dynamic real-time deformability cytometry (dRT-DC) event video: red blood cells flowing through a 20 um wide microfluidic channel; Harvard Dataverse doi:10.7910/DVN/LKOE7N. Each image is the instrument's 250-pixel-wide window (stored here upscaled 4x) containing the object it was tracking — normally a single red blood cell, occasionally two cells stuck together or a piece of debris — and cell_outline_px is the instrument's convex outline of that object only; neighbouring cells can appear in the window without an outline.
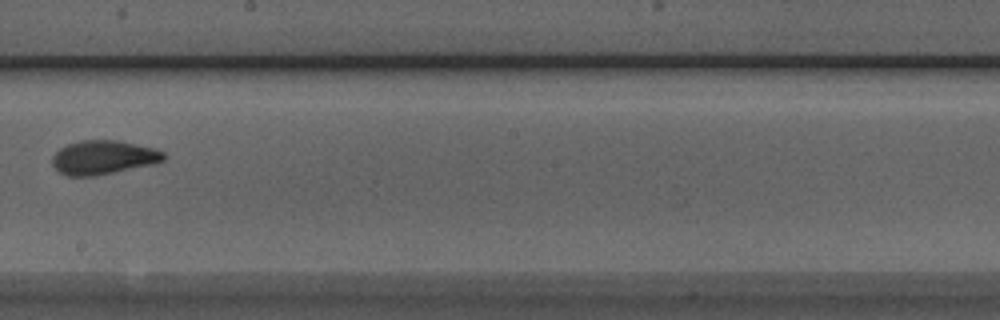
{"species": "Egyptian fruit bat (a non-hibernating species)", "species_latin": "Rousettus aegyptiacus", "temperature_condition": "room temperature", "stored_images_in_passage": 8, "camera_frame_rate_fps": 3000, "um_per_image_px": 0.085, "animal": {"sex": "male"}, "frame": {"image": 1, "passage_image": 8, "time_ms": 2.333, "image_size_px": [1000, 320], "cell_outline_px": [[164, 160], [156, 164], [92, 176], [68, 176], [60, 172], [52, 164], [52, 156], [60, 148], [68, 144], [80, 140], [116, 140], [156, 148], [164, 152]], "centroid_in_image_um": [8.8, 13.37], "position_along_channel_um": 239.4, "area_um2": 22.02}}